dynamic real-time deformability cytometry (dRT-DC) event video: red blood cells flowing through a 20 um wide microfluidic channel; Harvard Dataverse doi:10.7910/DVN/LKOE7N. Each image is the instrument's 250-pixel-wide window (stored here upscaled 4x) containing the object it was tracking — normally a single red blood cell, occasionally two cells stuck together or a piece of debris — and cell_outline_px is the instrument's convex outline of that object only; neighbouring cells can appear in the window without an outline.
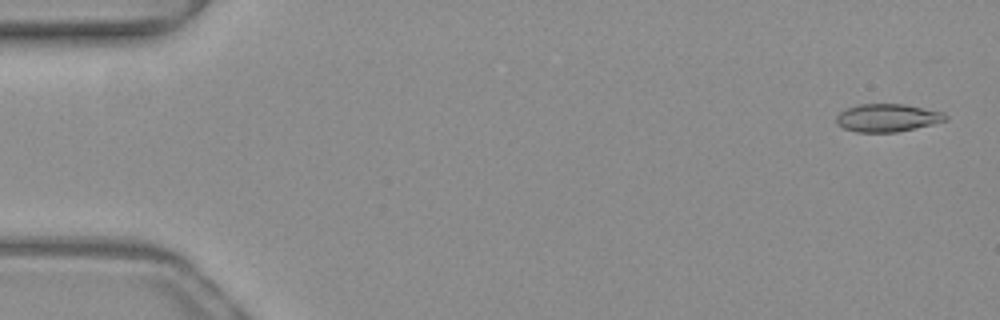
{"species": "common noctule bat (a hibernating species)", "species_latin": "Nyctalus noctula", "temperature_condition": "warm", "stored_images_in_passage": 29, "camera_frame_rate_fps": 3000, "um_per_image_px": 0.085, "animal": {"sex": "female", "body_mass_g": 19.3, "forearm_length_mm": 54.1}, "frame": {"image": 1, "passage_image": 2, "time_ms": 0.333, "image_size_px": [1000, 320], "cell_outline_px": [[948, 120], [932, 124], [896, 132], [856, 132], [844, 128], [836, 124], [836, 116], [844, 108], [860, 104], [904, 104], [944, 112], [948, 116]], "centroid_in_image_um": [75.41, 10.01], "position_along_channel_um": 9.6, "area_um2": 17.8}}
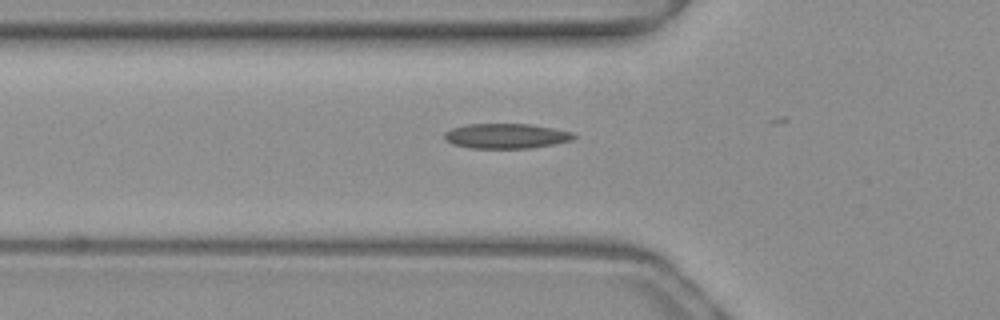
{"frame": {"image": 2, "passage_image": 18, "time_ms": 5.667, "image_size_px": [1000, 320], "cell_outline_px": [[576, 136], [572, 140], [532, 148], [468, 148], [452, 144], [444, 140], [444, 132], [452, 128], [464, 124], [532, 124], [572, 132]], "centroid_in_image_um": [42.97, 11.56], "position_along_channel_um": 82.8, "area_um2": 18.9}}
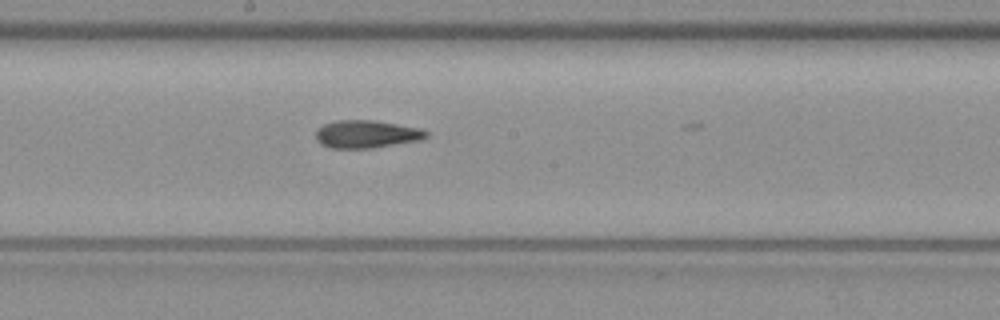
{"frame": {"image": 3, "passage_image": 28, "time_ms": 9.0, "image_size_px": [1000, 320], "cell_outline_px": [[428, 136], [420, 140], [372, 148], [328, 148], [320, 144], [316, 140], [316, 128], [324, 124], [336, 120], [376, 120], [424, 128], [428, 132]], "centroid_in_image_um": [31.16, 11.39], "position_along_channel_um": 217.0, "area_um2": 18.21}}